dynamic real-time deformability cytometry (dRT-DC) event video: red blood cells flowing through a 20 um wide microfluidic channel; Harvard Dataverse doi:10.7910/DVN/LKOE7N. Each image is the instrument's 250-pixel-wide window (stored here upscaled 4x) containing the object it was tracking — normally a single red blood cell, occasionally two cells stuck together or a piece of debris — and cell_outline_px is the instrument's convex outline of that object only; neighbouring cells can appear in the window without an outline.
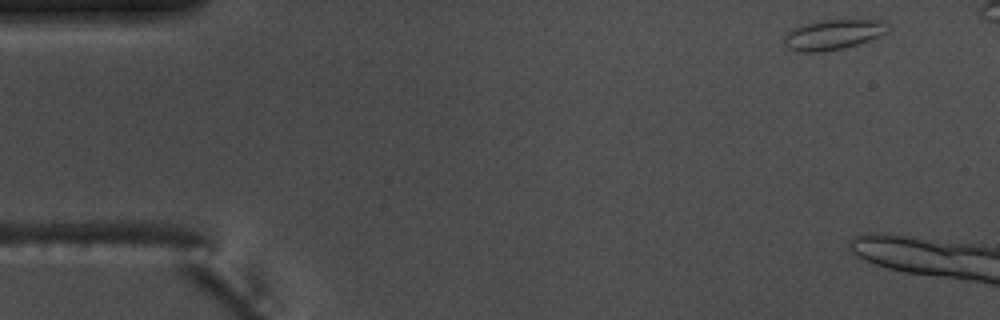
{"species": "common noctule bat (a hibernating species)", "species_latin": "Nyctalus noctula", "temperature_condition": "warm", "stored_images_in_passage": 3, "camera_frame_rate_fps": 3000, "um_per_image_px": 0.085, "animal": {"sex": "male", "body_mass_g": 17.5, "forearm_length_mm": 52.3}, "frame": {"image": 1, "passage_image": 1, "time_ms": 0.0, "image_size_px": [1000, 320], "cell_outline_px": [[888, 32], [880, 36], [844, 48], [824, 52], [796, 52], [788, 48], [784, 44], [784, 36], [792, 28], [800, 24], [820, 20], [852, 16], [884, 20]], "centroid_in_image_um": [70.83, 2.88], "position_along_channel_um": 14.2, "area_um2": 19.25}}